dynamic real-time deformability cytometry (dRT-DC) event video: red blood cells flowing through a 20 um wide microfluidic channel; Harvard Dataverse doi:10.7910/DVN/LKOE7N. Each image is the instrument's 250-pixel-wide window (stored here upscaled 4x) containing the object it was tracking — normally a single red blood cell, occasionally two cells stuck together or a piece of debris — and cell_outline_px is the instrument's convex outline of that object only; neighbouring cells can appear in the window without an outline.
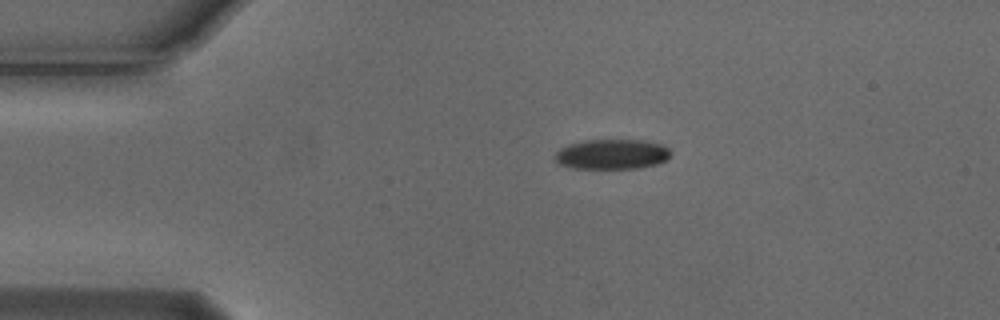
{"species": "Egyptian fruit bat (a non-hibernating species)", "species_latin": "Rousettus aegyptiacus", "temperature_condition": "cold", "stored_images_in_passage": 45, "camera_frame_rate_fps": 3000, "um_per_image_px": 0.085, "animal": {"sex": "male"}, "frame": {"image": 1, "passage_image": 1, "time_ms": 0.0, "image_size_px": [1000, 320], "cell_outline_px": [[668, 156], [664, 160], [656, 164], [636, 168], [572, 168], [560, 164], [552, 156], [560, 148], [568, 144], [584, 140], [644, 140], [664, 144], [668, 148]], "centroid_in_image_um": [51.96, 13.09], "position_along_channel_um": 33.0, "area_um2": 20.17}}
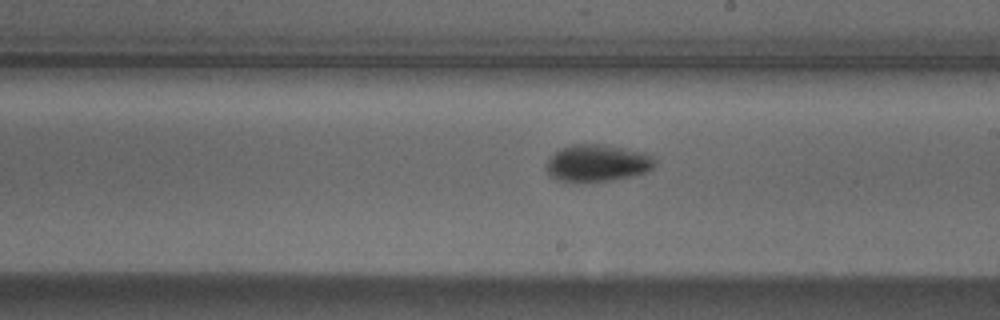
{"frame": {"image": 2, "passage_image": 21, "time_ms": 6.667, "image_size_px": [1000, 320], "cell_outline_px": [[656, 164], [648, 172], [632, 176], [612, 180], [572, 184], [556, 180], [548, 172], [548, 160], [560, 148], [572, 144], [604, 144], [644, 152], [652, 156], [656, 160]], "centroid_in_image_um": [50.79, 13.88], "position_along_channel_um": 238.2, "area_um2": 23.81}}
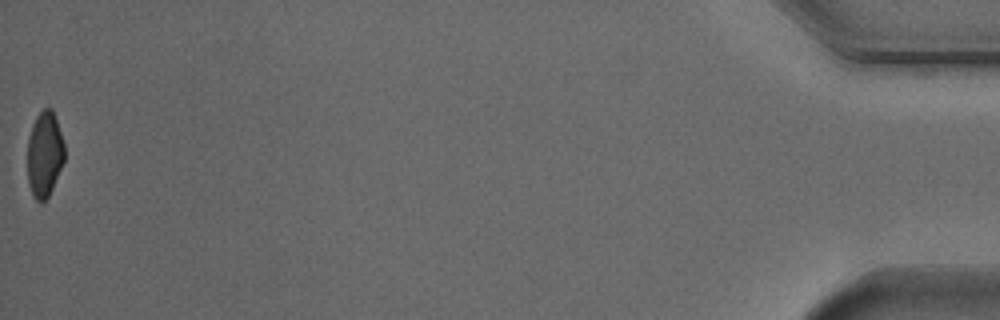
{"frame": {"image": 3, "passage_image": 45, "time_ms": 14.667, "image_size_px": [1000, 320], "cell_outline_px": [[64, 160], [52, 188], [48, 196], [44, 200], [36, 200], [32, 196], [28, 184], [28, 136], [32, 124], [36, 116], [44, 108], [52, 108], [64, 144]], "centroid_in_image_um": [3.77, 13.09], "position_along_channel_um": 431.4, "area_um2": 18.26}, "authors_computed_cell_mechanics": {"area_um2": 21.675, "velocity_mm_per_s": 3.7278, "shape_relaxation_time_tau1_ms": 2.6966, "shape_relaxation_time_tau2_ms": null, "deformation_change_tau1": 0.0902, "deformation_change_tau2": null}}